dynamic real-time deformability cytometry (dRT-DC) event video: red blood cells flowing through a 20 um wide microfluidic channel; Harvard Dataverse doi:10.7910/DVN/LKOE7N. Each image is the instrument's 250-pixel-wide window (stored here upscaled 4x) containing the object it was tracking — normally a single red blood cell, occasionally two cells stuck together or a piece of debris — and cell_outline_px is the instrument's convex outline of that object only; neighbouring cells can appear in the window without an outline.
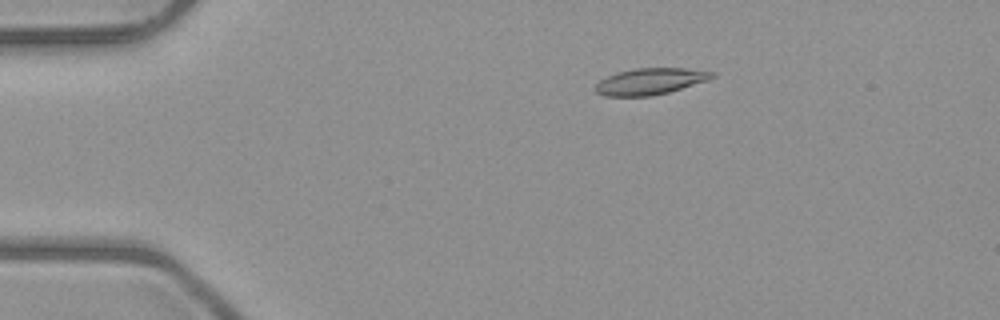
{"species": "common noctule bat (a hibernating species)", "species_latin": "Nyctalus noctula", "temperature_condition": "room temperature", "stored_images_in_passage": 2, "camera_frame_rate_fps": 3000, "um_per_image_px": 0.085, "animal": {"sex": "male", "body_mass_g": 23.1, "forearm_length_mm": 52.7}, "frame": {"image": 1, "passage_image": 2, "time_ms": 1.333, "image_size_px": [1000, 320], "cell_outline_px": [[716, 76], [708, 80], [668, 92], [652, 96], [604, 96], [596, 92], [596, 84], [600, 80], [616, 72], [636, 68], [684, 68], [716, 72]], "centroid_in_image_um": [55.28, 6.91], "position_along_channel_um": 29.7, "area_um2": 17.92}}